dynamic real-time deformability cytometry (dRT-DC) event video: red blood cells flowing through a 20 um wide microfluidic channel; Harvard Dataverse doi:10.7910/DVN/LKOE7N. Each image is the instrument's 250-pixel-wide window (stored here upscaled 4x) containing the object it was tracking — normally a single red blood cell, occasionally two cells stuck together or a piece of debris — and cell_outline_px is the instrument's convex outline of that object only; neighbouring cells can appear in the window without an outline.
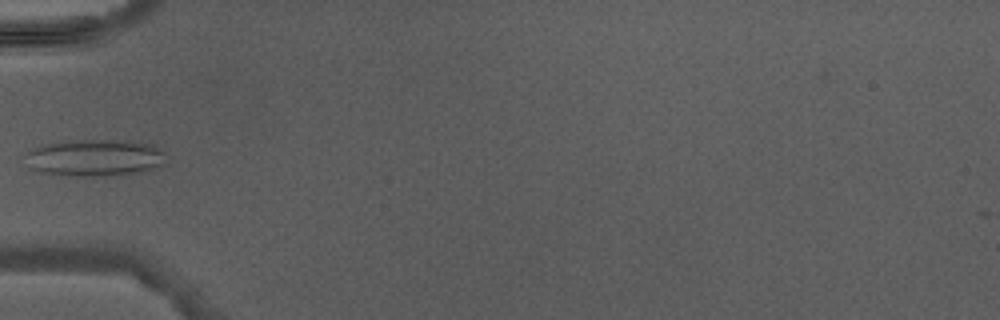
{"species": "Egyptian fruit bat (a non-hibernating species)", "species_latin": "Rousettus aegyptiacus", "temperature_condition": "warm", "stored_images_in_passage": 5, "camera_frame_rate_fps": 3000, "um_per_image_px": 0.085, "animal": {"sex": "male"}, "frame": {"image": 1, "passage_image": 5, "time_ms": 4.667, "image_size_px": [1000, 320], "cell_outline_px": [[168, 164], [144, 172], [124, 176], [80, 176], [44, 172], [32, 168], [20, 156], [24, 152], [44, 144], [72, 140], [124, 140], [152, 144], [164, 152]], "centroid_in_image_um": [8.12, 13.42], "position_along_channel_um": 76.9, "area_um2": 30.98}}